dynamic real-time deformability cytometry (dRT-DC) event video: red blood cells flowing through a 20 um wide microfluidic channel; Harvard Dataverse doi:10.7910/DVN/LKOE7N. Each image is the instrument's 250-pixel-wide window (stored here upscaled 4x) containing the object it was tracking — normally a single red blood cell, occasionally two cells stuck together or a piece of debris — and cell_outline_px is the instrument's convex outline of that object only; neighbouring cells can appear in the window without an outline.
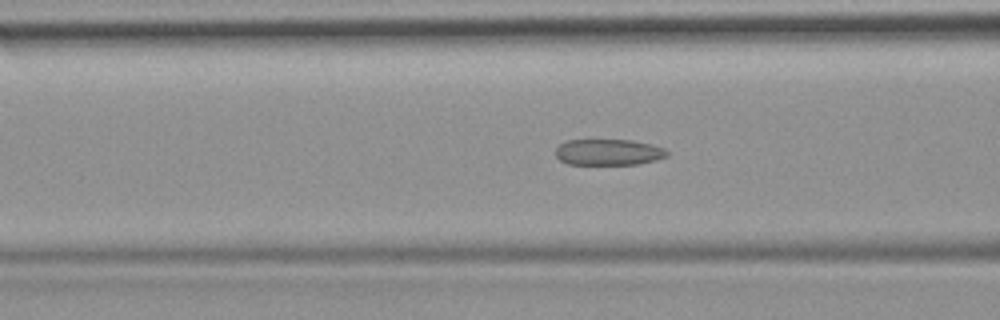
{"species": "common noctule bat (a hibernating species)", "species_latin": "Nyctalus noctula", "temperature_condition": "room temperature", "stored_images_in_passage": 38, "camera_frame_rate_fps": 3000, "um_per_image_px": 0.085, "animal": {"sex": "female", "body_mass_g": 19.9}, "frame": {"image": 1, "passage_image": 6, "time_ms": 1.667, "image_size_px": [1000, 320], "cell_outline_px": [[668, 156], [656, 160], [640, 164], [568, 164], [560, 160], [556, 156], [556, 148], [564, 140], [632, 140], [652, 144], [664, 148], [668, 152]], "centroid_in_image_um": [51.73, 12.93], "position_along_channel_um": 114.9, "area_um2": 17.05}, "authors_computed_cell_mechanics": {"area_um2": 17.918, "velocity_mm_per_s": 3.906, "shape_relaxation_time_tau1_ms": null, "shape_relaxation_time_tau2_ms": 2.0361, "deformation_change_tau1": null, "deformation_change_tau2": 0.0914}}